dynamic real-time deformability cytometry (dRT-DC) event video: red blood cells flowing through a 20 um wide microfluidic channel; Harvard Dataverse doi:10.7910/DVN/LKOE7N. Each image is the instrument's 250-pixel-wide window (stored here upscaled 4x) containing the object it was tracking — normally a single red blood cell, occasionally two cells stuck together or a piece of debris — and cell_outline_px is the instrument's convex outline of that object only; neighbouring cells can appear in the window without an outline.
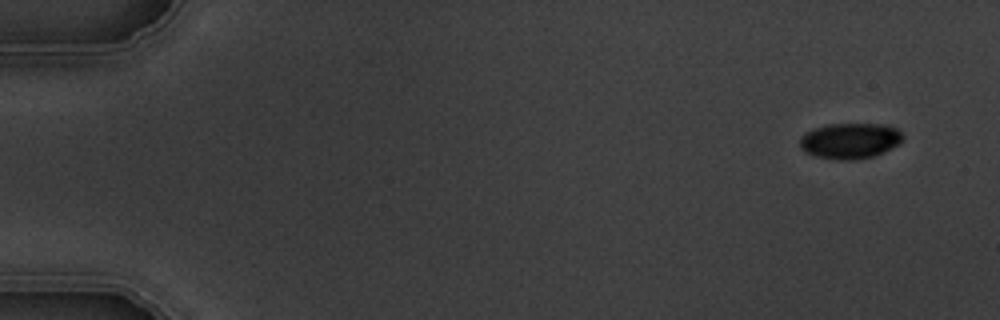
{"species": "common noctule bat (a hibernating species)", "species_latin": "Nyctalus noctula", "temperature_condition": "warm", "stored_images_in_passage": 5, "camera_frame_rate_fps": 3000, "um_per_image_px": 0.085, "animal": {"sex": "male", "body_mass_g": 19.5, "forearm_length_mm": 54.6}, "frame": {"image": 1, "passage_image": 1, "time_ms": 0.0, "image_size_px": [1000, 320], "cell_outline_px": [[904, 136], [900, 144], [884, 152], [872, 156], [856, 160], [836, 160], [816, 156], [804, 152], [800, 148], [800, 136], [804, 132], [828, 124], [888, 124], [896, 128]], "centroid_in_image_um": [72.25, 11.97], "position_along_channel_um": 12.7, "area_um2": 21.68}}
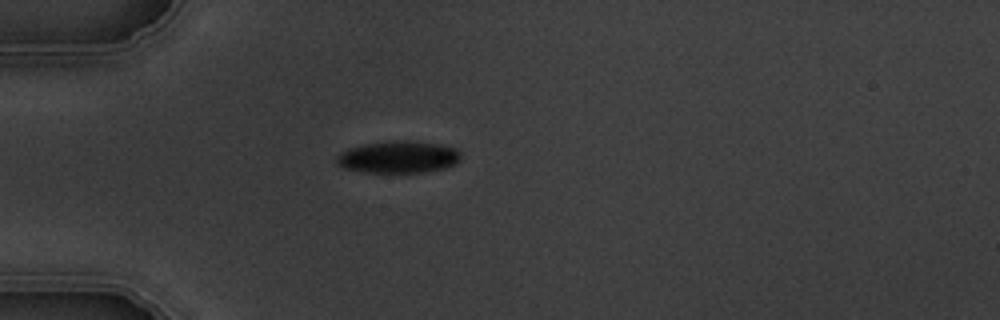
{"frame": {"image": 2, "passage_image": 5, "time_ms": 4.333, "image_size_px": [1000, 320], "cell_outline_px": [[460, 160], [456, 164], [444, 168], [424, 172], [364, 172], [344, 168], [336, 164], [336, 156], [340, 152], [348, 148], [364, 144], [404, 140], [408, 140], [440, 144], [456, 148], [460, 152]], "centroid_in_image_um": [33.86, 13.35], "position_along_channel_um": 51.1, "area_um2": 23.24}}